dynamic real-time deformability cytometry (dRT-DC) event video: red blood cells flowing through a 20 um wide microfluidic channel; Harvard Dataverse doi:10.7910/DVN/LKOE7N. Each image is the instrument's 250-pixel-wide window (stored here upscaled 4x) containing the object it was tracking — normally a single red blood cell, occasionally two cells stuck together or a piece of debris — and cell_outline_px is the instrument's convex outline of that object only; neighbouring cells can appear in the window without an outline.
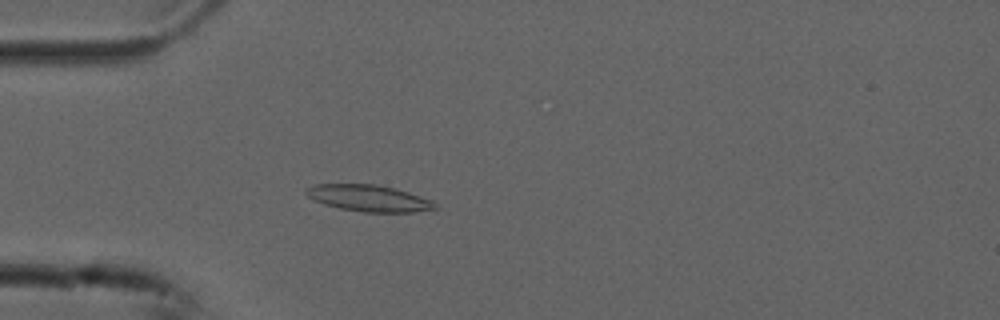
{"species": "common noctule bat (a hibernating species)", "species_latin": "Nyctalus noctula", "temperature_condition": "cold", "stored_images_in_passage": 56, "camera_frame_rate_fps": 3000, "um_per_image_px": 0.085, "animal": {"sex": "male", "forearm_length_mm": 52.5}, "frame": {"image": 1, "passage_image": 16, "time_ms": 5.0, "image_size_px": [1000, 320], "cell_outline_px": [[436, 208], [412, 212], [364, 212], [340, 208], [324, 204], [308, 196], [304, 192], [304, 188], [316, 184], [372, 184], [396, 188], [432, 200], [436, 204]], "centroid_in_image_um": [31.33, 16.84], "position_along_channel_um": 53.7, "area_um2": 19.77}}
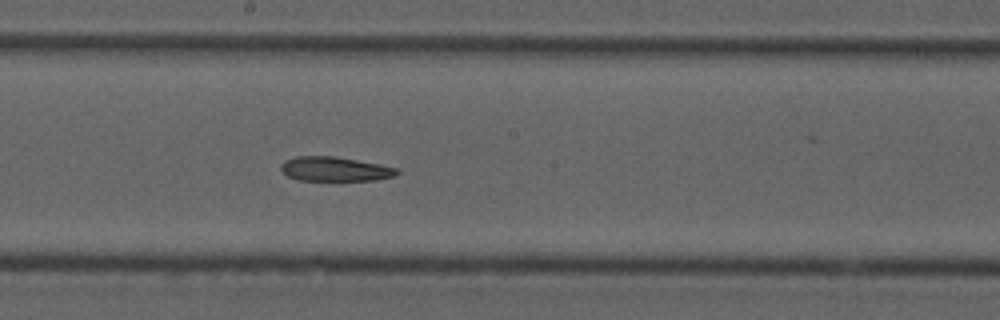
{"frame": {"image": 2, "passage_image": 30, "time_ms": 9.667, "image_size_px": [1000, 320], "cell_outline_px": [[400, 172], [396, 176], [376, 180], [300, 180], [288, 176], [280, 168], [280, 164], [284, 160], [296, 156], [336, 156], [380, 164], [400, 168]], "centroid_in_image_um": [28.51, 14.36], "position_along_channel_um": 219.7, "area_um2": 16.65}}
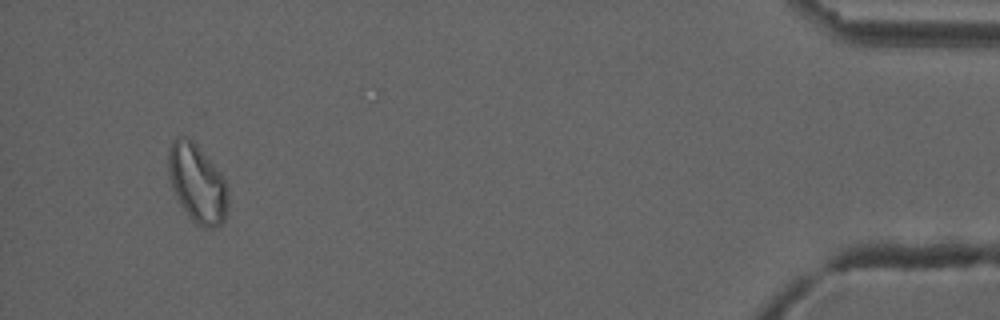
{"frame": {"image": 3, "passage_image": 52, "time_ms": 17.0, "image_size_px": [1000, 320], "cell_outline_px": [[228, 212], [224, 224], [216, 228], [204, 228], [196, 224], [188, 216], [180, 204], [172, 188], [168, 176], [168, 148], [172, 140], [176, 136], [180, 136], [192, 140], [196, 144], [224, 176], [228, 192]], "centroid_in_image_um": [16.78, 15.62], "position_along_channel_um": 418.4, "area_um2": 27.8}}